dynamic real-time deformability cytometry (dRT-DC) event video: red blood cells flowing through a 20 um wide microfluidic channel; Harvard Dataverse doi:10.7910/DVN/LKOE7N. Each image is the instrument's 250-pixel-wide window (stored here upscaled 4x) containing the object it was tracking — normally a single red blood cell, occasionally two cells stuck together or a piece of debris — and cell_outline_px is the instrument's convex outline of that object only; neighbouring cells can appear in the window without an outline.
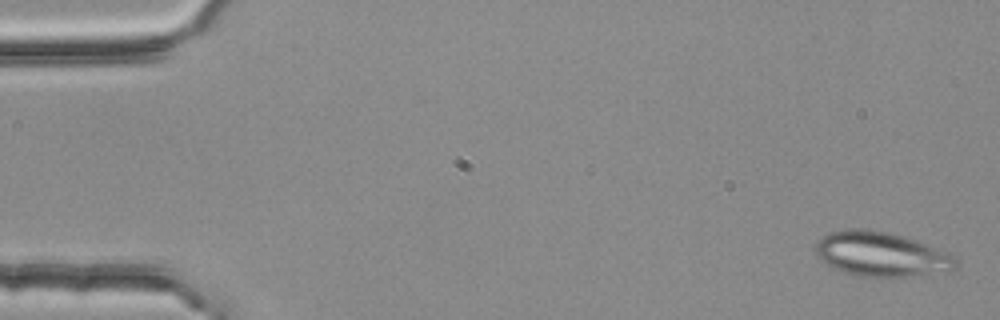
{"species": "common noctule bat (a hibernating species)", "species_latin": "Nyctalus noctula", "temperature_condition": "room temperature", "stored_images_in_passage": 4, "camera_frame_rate_fps": 3000, "um_per_image_px": 0.085, "animal": {"sex": "female", "body_mass_g": 25.1}, "frame": {"image": 1, "passage_image": 1, "time_ms": 0.0, "image_size_px": [1000, 320], "cell_outline_px": [[956, 268], [948, 272], [908, 276], [856, 276], [844, 272], [820, 260], [816, 256], [816, 240], [832, 232], [848, 228], [864, 228], [888, 232], [904, 236], [916, 240], [948, 252], [956, 260]], "centroid_in_image_um": [74.9, 21.6], "position_along_channel_um": 10.1, "area_um2": 36.36}}